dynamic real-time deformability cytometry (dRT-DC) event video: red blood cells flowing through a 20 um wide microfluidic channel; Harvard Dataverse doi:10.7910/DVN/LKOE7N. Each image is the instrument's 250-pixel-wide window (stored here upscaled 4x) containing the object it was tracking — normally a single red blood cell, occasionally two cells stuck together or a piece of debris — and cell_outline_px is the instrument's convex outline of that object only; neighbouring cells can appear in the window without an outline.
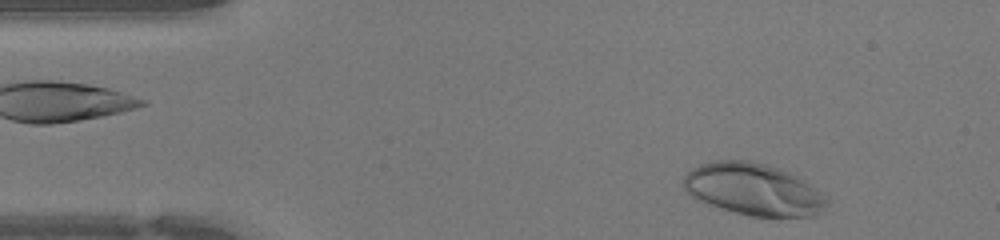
{"species": "human", "species_latin": "Homo sapiens", "temperature_condition": "warm", "stored_images_in_passage": 23, "camera_frame_rate_fps": 3000, "um_per_image_px": 0.085, "donor": {"sex": "female"}, "frame": {"image": 1, "passage_image": 1, "time_ms": 0.0, "image_size_px": [1000, 240], "cell_outline_px": [[828, 204], [824, 212], [816, 216], [752, 216], [704, 204], [696, 200], [684, 188], [684, 176], [692, 168], [700, 164], [716, 160], [748, 160], [780, 168], [804, 180], [828, 196]], "centroid_in_image_um": [64.07, 16.1], "position_along_channel_um": 20.9, "area_um2": 43.64}}
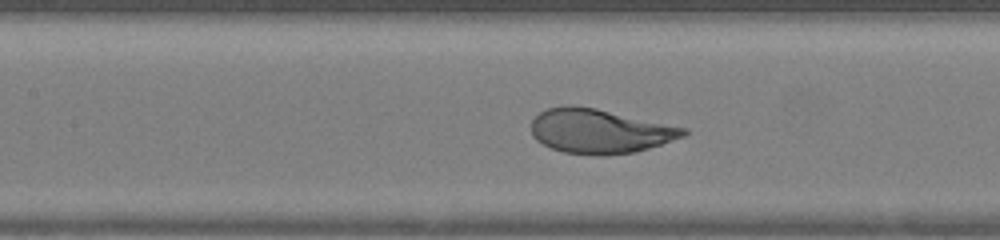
{"frame": {"image": 2, "passage_image": 15, "time_ms": 4.667, "image_size_px": [1000, 240], "cell_outline_px": [[688, 132], [684, 136], [636, 152], [604, 156], [600, 156], [564, 152], [552, 148], [536, 140], [532, 136], [532, 120], [540, 112], [548, 108], [564, 104], [568, 104], [596, 108], [688, 128]], "centroid_in_image_um": [50.96, 11.14], "position_along_channel_um": 156.4, "area_um2": 39.42}}
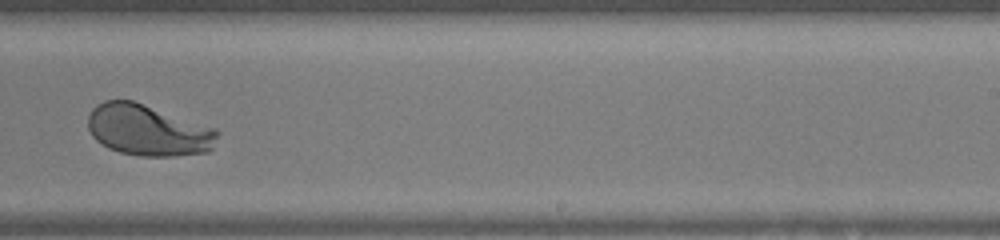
{"frame": {"image": 3, "passage_image": 23, "time_ms": 7.333, "image_size_px": [1000, 240], "cell_outline_px": [[220, 132], [212, 148], [208, 152], [172, 156], [140, 156], [120, 152], [108, 148], [96, 140], [92, 136], [88, 128], [88, 116], [92, 108], [96, 104], [104, 100], [132, 100], [216, 128]], "centroid_in_image_um": [12.57, 11.07], "position_along_channel_um": 276.4, "area_um2": 38.73}}